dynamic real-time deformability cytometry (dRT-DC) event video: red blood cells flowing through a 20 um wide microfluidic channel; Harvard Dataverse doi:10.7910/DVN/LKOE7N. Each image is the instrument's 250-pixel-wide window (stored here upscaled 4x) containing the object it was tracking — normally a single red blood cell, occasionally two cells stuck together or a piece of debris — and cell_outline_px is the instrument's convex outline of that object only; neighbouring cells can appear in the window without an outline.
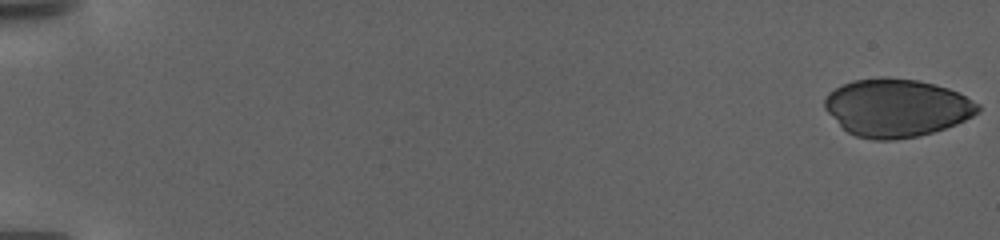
{"species": "human", "species_latin": "Homo sapiens", "temperature_condition": "warm", "stored_images_in_passage": 128, "camera_frame_rate_fps": 3000, "um_per_image_px": 0.085, "donor": {"sex": "female"}, "frame": {"image": 1, "passage_image": 1, "time_ms": 0.0, "image_size_px": [1000, 240], "cell_outline_px": [[980, 112], [956, 124], [932, 132], [916, 136], [892, 140], [872, 140], [856, 136], [848, 132], [824, 108], [824, 100], [828, 92], [840, 84], [852, 80], [884, 76], [916, 80], [948, 88], [980, 104]], "centroid_in_image_um": [76.18, 9.15], "position_along_channel_um": 8.8, "area_um2": 51.62}}
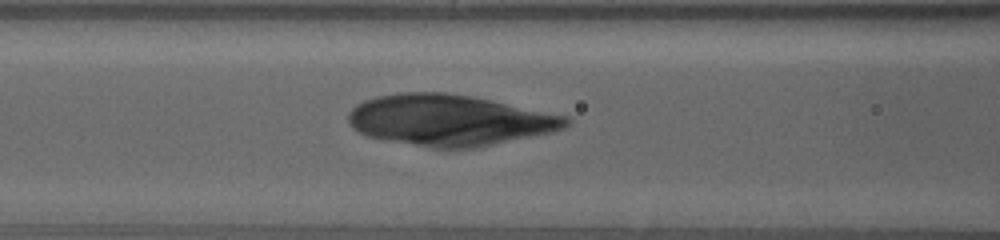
{"frame": {"image": 2, "passage_image": 58, "time_ms": 19.0, "image_size_px": [1000, 240], "cell_outline_px": [[572, 124], [564, 128], [552, 132], [476, 148], [432, 148], [384, 140], [368, 136], [352, 128], [348, 124], [348, 112], [356, 104], [364, 100], [376, 96], [400, 92], [444, 92], [472, 96], [492, 100], [568, 116], [572, 120]], "centroid_in_image_um": [38.2, 10.21], "position_along_channel_um": 128.4, "area_um2": 65.2}}
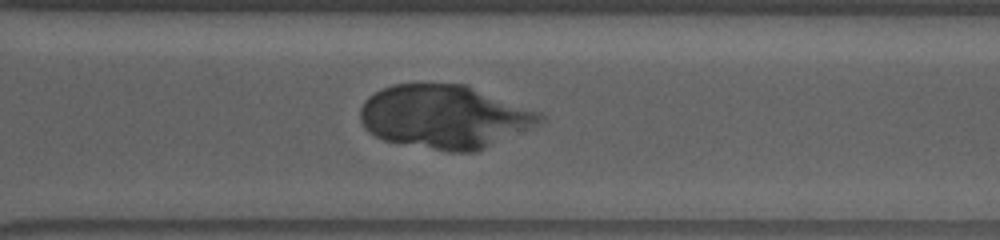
{"frame": {"image": 3, "passage_image": 95, "time_ms": 31.333, "image_size_px": [1000, 240], "cell_outline_px": [[548, 116], [544, 120], [528, 128], [476, 152], [448, 152], [384, 140], [368, 132], [364, 128], [360, 120], [360, 108], [364, 100], [368, 96], [392, 84], [468, 84], [540, 112]], "centroid_in_image_um": [37.77, 9.91], "position_along_channel_um": 332.8, "area_um2": 66.53}}